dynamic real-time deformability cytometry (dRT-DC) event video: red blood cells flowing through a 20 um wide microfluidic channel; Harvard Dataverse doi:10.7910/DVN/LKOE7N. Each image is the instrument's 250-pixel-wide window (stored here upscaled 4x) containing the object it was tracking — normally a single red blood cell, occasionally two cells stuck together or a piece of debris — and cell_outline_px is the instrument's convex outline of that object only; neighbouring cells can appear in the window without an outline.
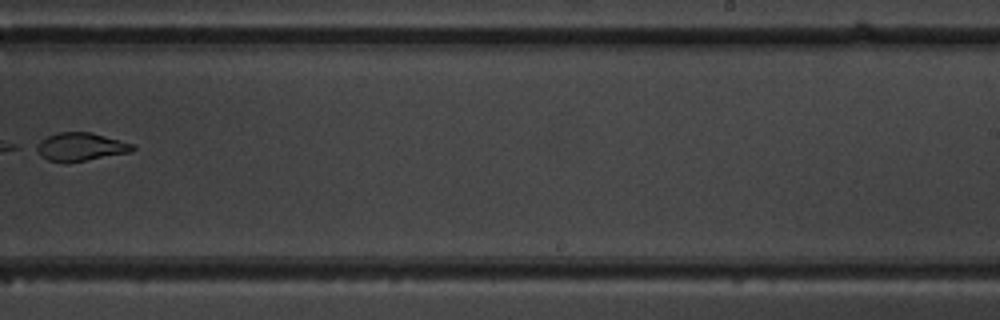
{"species": "common noctule bat (a hibernating species)", "species_latin": "Nyctalus noctula", "temperature_condition": "warm", "stored_images_in_passage": 7, "segment_of_instrument_passage": [2, 2], "camera_frame_rate_fps": 3000, "um_per_image_px": 0.085, "animal": {"sex": "male", "body_mass_g": 19.5, "forearm_length_mm": 54.6}, "frame": {"image": 1, "passage_image": 7, "time_ms": 7.0, "image_size_px": [1000, 320], "cell_outline_px": [[136, 148], [132, 152], [68, 164], [48, 160], [40, 156], [32, 148], [32, 144], [56, 132], [92, 132], [120, 140], [132, 144]], "centroid_in_image_um": [6.77, 12.5], "position_along_channel_um": 282.2, "area_um2": 16.42}}